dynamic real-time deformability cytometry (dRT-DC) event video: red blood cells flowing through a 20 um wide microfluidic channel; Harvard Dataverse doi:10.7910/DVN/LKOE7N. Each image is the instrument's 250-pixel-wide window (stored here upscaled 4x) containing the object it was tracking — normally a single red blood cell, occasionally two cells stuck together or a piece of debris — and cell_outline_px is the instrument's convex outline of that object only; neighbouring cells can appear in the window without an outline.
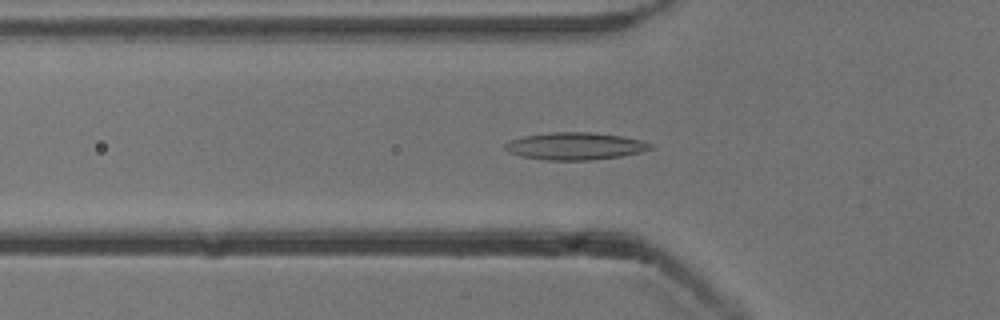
{"species": "common noctule bat (a hibernating species)", "species_latin": "Nyctalus noctula", "temperature_condition": "cold", "stored_images_in_passage": 53, "camera_frame_rate_fps": 3000, "um_per_image_px": 0.085, "animal": {"sex": "male", "body_mass_g": 13.3}, "frame": {"image": 1, "passage_image": 18, "time_ms": 5.667, "image_size_px": [1000, 320], "cell_outline_px": [[656, 148], [640, 152], [620, 156], [588, 160], [544, 160], [520, 156], [508, 152], [504, 148], [504, 144], [508, 140], [524, 136], [552, 132], [592, 132], [620, 136], [640, 140], [652, 144]], "centroid_in_image_um": [48.85, 12.42], "position_along_channel_um": 76.9, "area_um2": 23.18}}
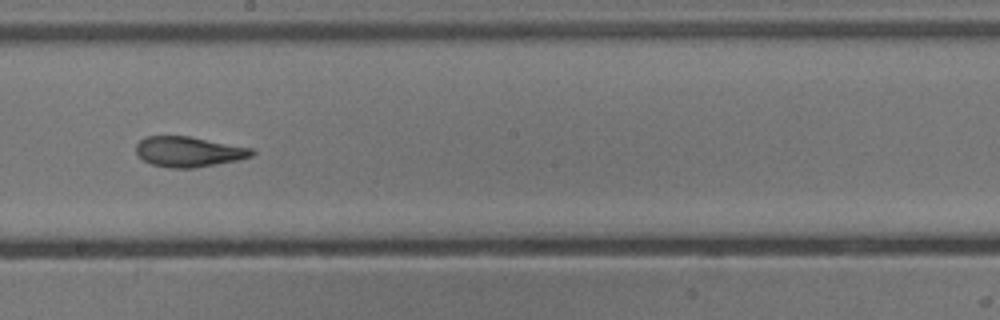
{"frame": {"image": 2, "passage_image": 30, "time_ms": 9.667, "image_size_px": [1000, 320], "cell_outline_px": [[256, 152], [252, 156], [236, 160], [216, 164], [192, 168], [168, 168], [152, 164], [144, 160], [136, 152], [136, 144], [144, 136], [188, 136], [252, 148]], "centroid_in_image_um": [16.02, 12.89], "position_along_channel_um": 232.2, "area_um2": 20.29}}
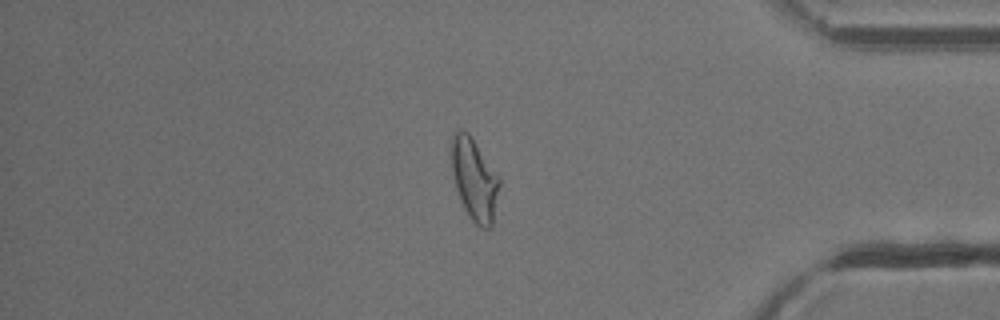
{"frame": {"image": 3, "passage_image": 45, "time_ms": 14.667, "image_size_px": [1000, 320], "cell_outline_px": [[500, 184], [492, 224], [488, 228], [480, 228], [468, 216], [460, 200], [456, 188], [452, 172], [452, 132], [456, 128], [460, 128], [468, 132], [500, 176]], "centroid_in_image_um": [40.32, 15.21], "position_along_channel_um": 394.9, "area_um2": 23.0}, "authors_computed_cell_mechanics": {"area_um2": 21.7328, "velocity_mm_per_s": 3.8577, "shape_relaxation_time_tau1_ms": null, "shape_relaxation_time_tau2_ms": 2.2053, "deformation_change_tau1": null, "deformation_change_tau2": 0.0977}}